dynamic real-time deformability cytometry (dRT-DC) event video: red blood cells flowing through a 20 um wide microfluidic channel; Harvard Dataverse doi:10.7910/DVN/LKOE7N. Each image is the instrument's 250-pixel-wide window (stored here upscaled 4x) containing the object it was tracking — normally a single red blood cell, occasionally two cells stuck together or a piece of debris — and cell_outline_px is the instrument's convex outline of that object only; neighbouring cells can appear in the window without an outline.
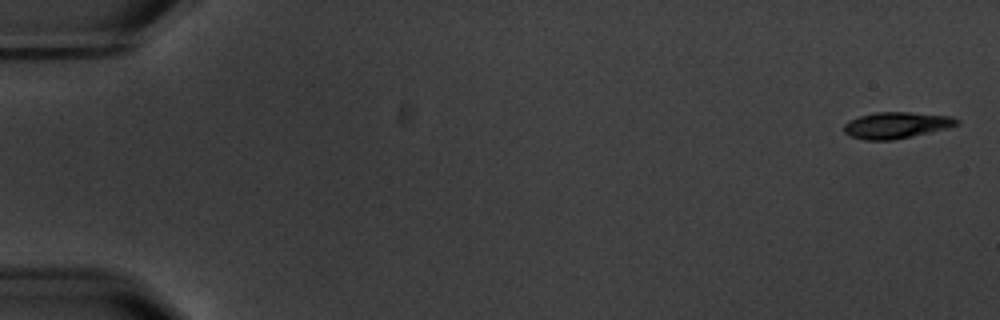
{"species": "common noctule bat (a hibernating species)", "species_latin": "Nyctalus noctula", "temperature_condition": "warm", "stored_images_in_passage": 6, "camera_frame_rate_fps": 3000, "um_per_image_px": 0.085, "animal": {"sex": "male", "body_mass_g": 20.1, "forearm_length_mm": 53.5}, "frame": {"image": 1, "passage_image": 1, "time_ms": 0.0, "image_size_px": [1000, 320], "cell_outline_px": [[960, 124], [948, 128], [892, 140], [864, 140], [852, 136], [844, 132], [844, 124], [848, 120], [860, 116], [876, 112], [908, 112], [952, 116], [960, 120]], "centroid_in_image_um": [76.21, 10.63], "position_along_channel_um": 8.8, "area_um2": 17.28}}
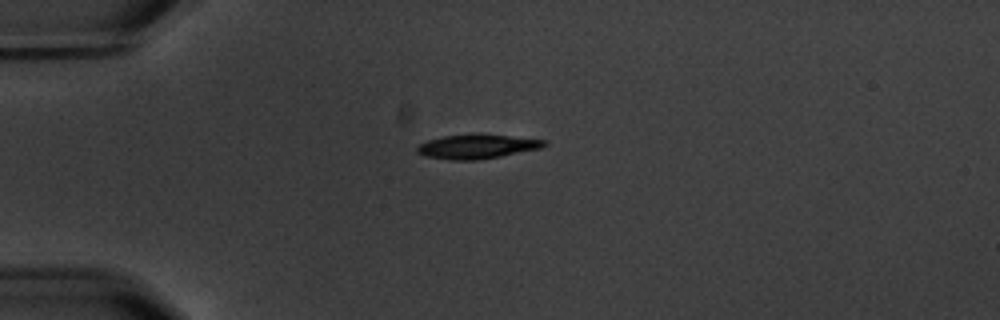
{"frame": {"image": 2, "passage_image": 5, "time_ms": 4.667, "image_size_px": [1000, 320], "cell_outline_px": [[548, 144], [544, 148], [500, 156], [476, 160], [452, 160], [424, 156], [416, 152], [416, 148], [420, 144], [428, 140], [444, 136], [508, 136], [548, 140]], "centroid_in_image_um": [40.58, 12.49], "position_along_channel_um": 44.4, "area_um2": 17.4}}